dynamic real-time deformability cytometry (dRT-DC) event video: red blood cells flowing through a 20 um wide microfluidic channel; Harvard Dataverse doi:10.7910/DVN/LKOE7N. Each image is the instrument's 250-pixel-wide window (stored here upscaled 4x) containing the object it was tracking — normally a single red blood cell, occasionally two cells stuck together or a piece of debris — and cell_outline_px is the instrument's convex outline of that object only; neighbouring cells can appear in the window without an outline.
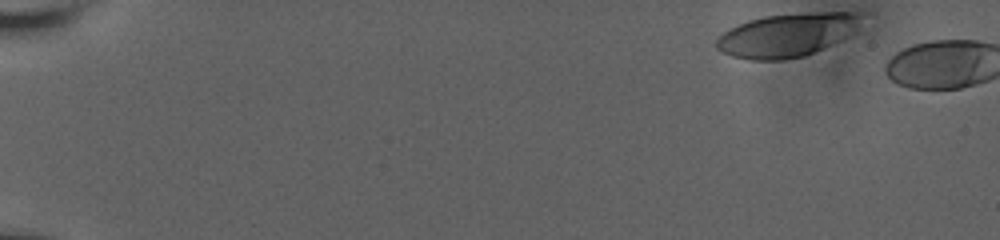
{"species": "human", "species_latin": "Homo sapiens", "temperature_condition": "room temperature", "stored_images_in_passage": 4, "camera_frame_rate_fps": 3000, "um_per_image_px": 0.085, "donor": {"sex": "male"}, "frame": {"image": 1, "passage_image": 1, "time_ms": 0.0, "image_size_px": [1000, 240], "cell_outline_px": [[860, 12], [844, 36], [840, 40], [832, 44], [804, 56], [784, 60], [752, 60], [732, 56], [720, 52], [716, 48], [716, 40], [728, 28], [748, 20], [764, 16], [816, 12]], "centroid_in_image_um": [66.71, 3.0], "position_along_channel_um": 18.3, "area_um2": 35.6}}